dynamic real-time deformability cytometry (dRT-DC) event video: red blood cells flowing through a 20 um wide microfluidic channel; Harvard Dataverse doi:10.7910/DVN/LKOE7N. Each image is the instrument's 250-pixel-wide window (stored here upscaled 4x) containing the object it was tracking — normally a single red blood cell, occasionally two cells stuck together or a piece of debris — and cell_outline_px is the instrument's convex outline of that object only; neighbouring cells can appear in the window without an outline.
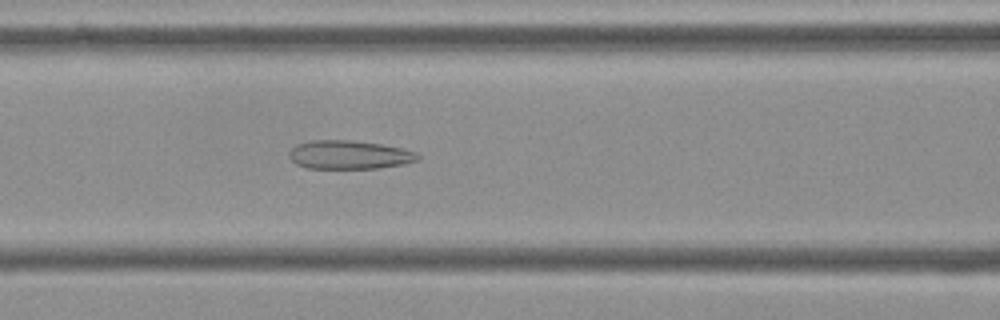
{"species": "Egyptian fruit bat (a non-hibernating species)", "species_latin": "Rousettus aegyptiacus", "temperature_condition": "cold", "stored_images_in_passage": 55, "camera_frame_rate_fps": 3000, "um_per_image_px": 0.085, "frame": {"image": 1, "passage_image": 23, "time_ms": 7.333, "image_size_px": [1000, 320], "cell_outline_px": [[420, 160], [404, 164], [380, 168], [304, 168], [296, 164], [288, 156], [288, 152], [296, 144], [312, 140], [352, 140], [380, 144], [400, 148], [416, 152], [420, 156]], "centroid_in_image_um": [29.67, 13.16], "position_along_channel_um": 136.9, "area_um2": 21.56}}
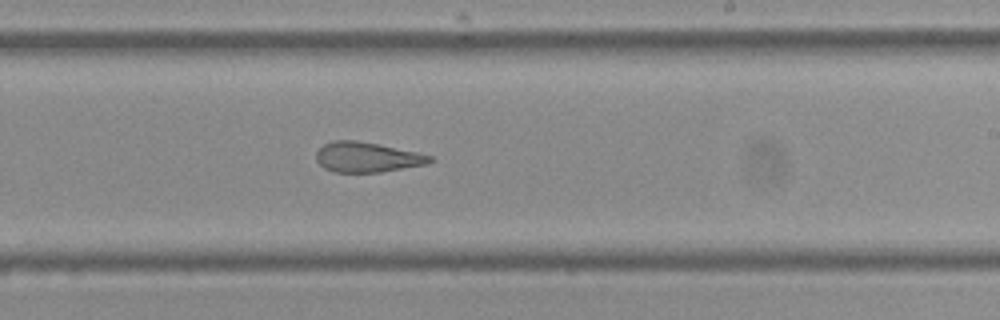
{"frame": {"image": 2, "passage_image": 33, "time_ms": 10.667, "image_size_px": [1000, 320], "cell_outline_px": [[436, 160], [428, 164], [380, 172], [336, 172], [324, 168], [316, 160], [316, 152], [324, 144], [332, 140], [356, 140], [416, 152], [432, 156]], "centroid_in_image_um": [31.2, 13.36], "position_along_channel_um": 257.8, "area_um2": 19.83}}
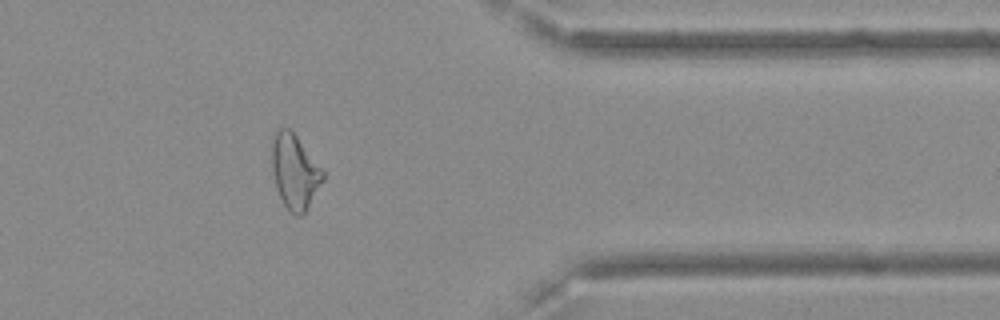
{"frame": {"image": 3, "passage_image": 45, "time_ms": 14.667, "image_size_px": [1000, 320], "cell_outline_px": [[324, 180], [304, 212], [300, 216], [296, 216], [284, 204], [276, 188], [272, 168], [272, 136], [276, 128], [288, 128], [296, 136], [324, 172]], "centroid_in_image_um": [25.03, 14.56], "position_along_channel_um": 386.4, "area_um2": 21.73}, "authors_computed_cell_mechanics": {"area_um2": 23.2356, "velocity_mm_per_s": 3.6286, "shape_relaxation_time_tau1_ms": null, "shape_relaxation_time_tau2_ms": 2.5981, "deformation_change_tau1": null, "deformation_change_tau2": 0.1216}}